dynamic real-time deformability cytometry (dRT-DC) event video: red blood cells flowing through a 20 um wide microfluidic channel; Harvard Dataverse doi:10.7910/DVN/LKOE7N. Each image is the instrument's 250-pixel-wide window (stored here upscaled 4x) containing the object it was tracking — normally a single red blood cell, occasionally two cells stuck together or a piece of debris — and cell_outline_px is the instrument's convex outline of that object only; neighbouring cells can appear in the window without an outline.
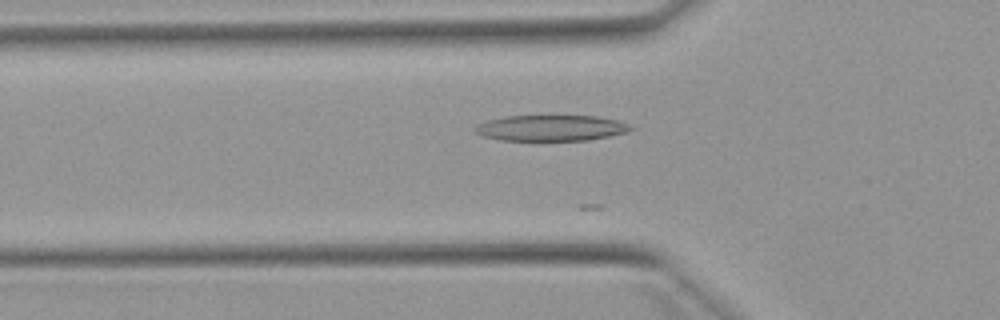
{"species": "Egyptian fruit bat (a non-hibernating species)", "species_latin": "Rousettus aegyptiacus", "temperature_condition": "warm", "stored_images_in_passage": 9, "camera_frame_rate_fps": 3000, "um_per_image_px": 0.085, "animal": {"sex": "female"}, "frame": {"image": 1, "passage_image": 4, "time_ms": 1.0, "image_size_px": [1000, 320], "cell_outline_px": [[636, 128], [628, 132], [588, 140], [500, 140], [480, 136], [472, 128], [476, 124], [488, 120], [504, 116], [596, 116], [620, 120]], "centroid_in_image_um": [46.82, 10.87], "position_along_channel_um": 79.0, "area_um2": 23.64}}
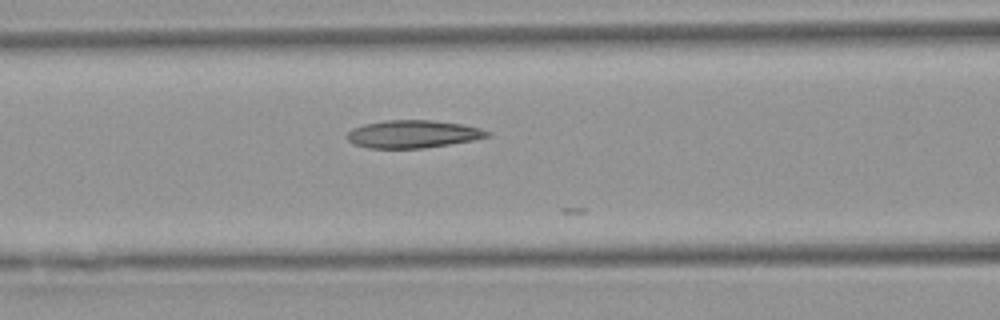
{"frame": {"image": 2, "passage_image": 8, "time_ms": 2.333, "image_size_px": [1000, 320], "cell_outline_px": [[492, 136], [472, 140], [424, 148], [368, 148], [352, 144], [348, 140], [348, 132], [352, 128], [364, 124], [384, 120], [432, 120], [460, 124], [480, 128], [488, 132]], "centroid_in_image_um": [35.06, 11.39], "position_along_channel_um": 131.5, "area_um2": 22.54}}